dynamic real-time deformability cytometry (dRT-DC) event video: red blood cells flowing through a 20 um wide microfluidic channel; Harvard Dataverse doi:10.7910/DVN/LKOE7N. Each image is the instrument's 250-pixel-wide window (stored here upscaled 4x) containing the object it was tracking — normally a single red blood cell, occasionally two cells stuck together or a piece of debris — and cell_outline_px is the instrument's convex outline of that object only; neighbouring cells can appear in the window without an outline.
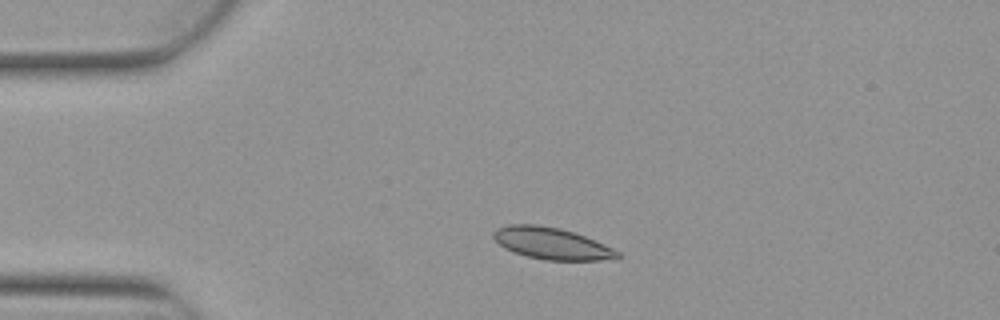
{"species": "Egyptian fruit bat (a non-hibernating species)", "species_latin": "Rousettus aegyptiacus", "temperature_condition": "warm", "stored_images_in_passage": 3, "camera_frame_rate_fps": 3000, "um_per_image_px": 0.085, "animal": {"sex": "female"}, "frame": {"image": 1, "passage_image": 2, "time_ms": 0.333, "image_size_px": [1000, 320], "cell_outline_px": [[624, 256], [620, 260], [544, 260], [512, 252], [504, 248], [492, 236], [492, 232], [496, 228], [508, 224], [536, 224], [560, 228], [584, 236], [604, 244], [620, 252]], "centroid_in_image_um": [46.92, 20.7], "position_along_channel_um": 38.1, "area_um2": 23.18}}